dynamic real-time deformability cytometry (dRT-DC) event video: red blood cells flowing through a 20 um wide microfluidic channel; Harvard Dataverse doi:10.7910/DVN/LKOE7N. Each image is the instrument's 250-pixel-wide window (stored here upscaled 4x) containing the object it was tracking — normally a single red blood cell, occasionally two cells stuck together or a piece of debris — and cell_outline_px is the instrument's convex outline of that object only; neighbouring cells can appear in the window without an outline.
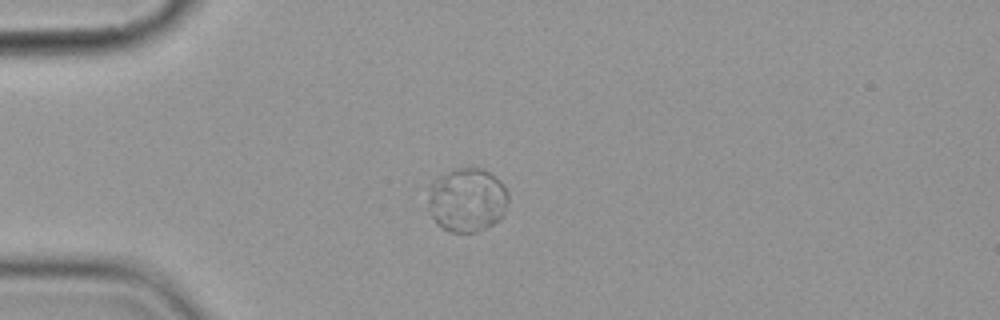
{"species": "common noctule bat (a hibernating species)", "species_latin": "Nyctalus noctula", "temperature_condition": "cold", "stored_images_in_passage": 15, "camera_frame_rate_fps": 3000, "um_per_image_px": 0.085, "animal": {"sex": "female", "body_mass_g": 19.9}, "frame": {"image": 1, "passage_image": 4, "time_ms": 4.333, "image_size_px": [1000, 320], "cell_outline_px": [[508, 200], [504, 216], [500, 220], [476, 232], [448, 232], [436, 224], [432, 216], [428, 200], [428, 184], [440, 176], [456, 168], [480, 168], [488, 172], [508, 192]], "centroid_in_image_um": [39.67, 17.02], "position_along_channel_um": 45.3, "area_um2": 29.82}}
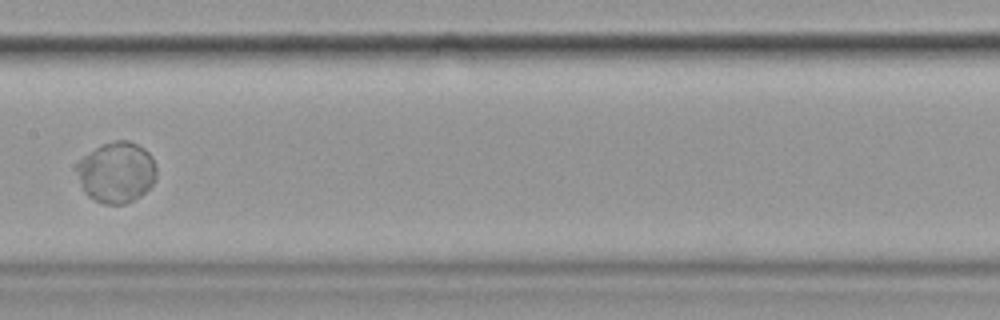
{"frame": {"image": 2, "passage_image": 8, "time_ms": 9.333, "image_size_px": [1000, 320], "cell_outline_px": [[156, 176], [152, 184], [140, 196], [124, 204], [104, 204], [88, 196], [84, 192], [76, 168], [76, 164], [84, 156], [96, 148], [104, 144], [116, 140], [128, 140], [144, 148], [152, 156], [156, 164]], "centroid_in_image_um": [9.92, 14.64], "position_along_channel_um": 197.5, "area_um2": 28.03}}
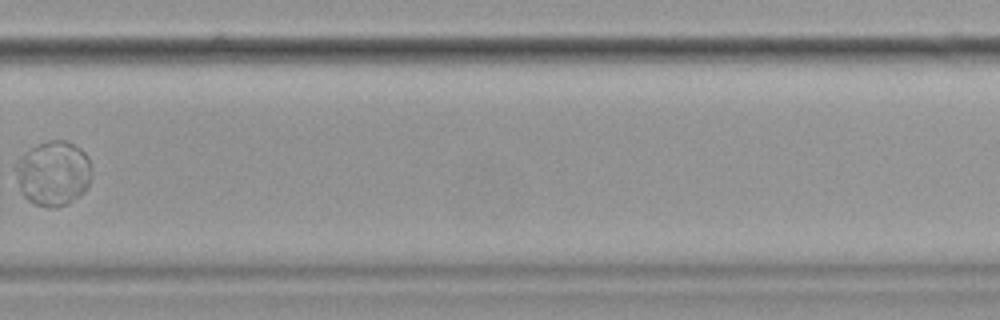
{"frame": {"image": 3, "passage_image": 11, "time_ms": 13.0, "image_size_px": [1000, 320], "cell_outline_px": [[92, 176], [88, 188], [80, 196], [68, 204], [56, 208], [48, 208], [36, 204], [28, 200], [20, 192], [12, 168], [16, 160], [20, 156], [36, 144], [48, 140], [64, 140], [80, 148], [88, 156]], "centroid_in_image_um": [4.49, 14.74], "position_along_channel_um": 325.3, "area_um2": 29.48}}